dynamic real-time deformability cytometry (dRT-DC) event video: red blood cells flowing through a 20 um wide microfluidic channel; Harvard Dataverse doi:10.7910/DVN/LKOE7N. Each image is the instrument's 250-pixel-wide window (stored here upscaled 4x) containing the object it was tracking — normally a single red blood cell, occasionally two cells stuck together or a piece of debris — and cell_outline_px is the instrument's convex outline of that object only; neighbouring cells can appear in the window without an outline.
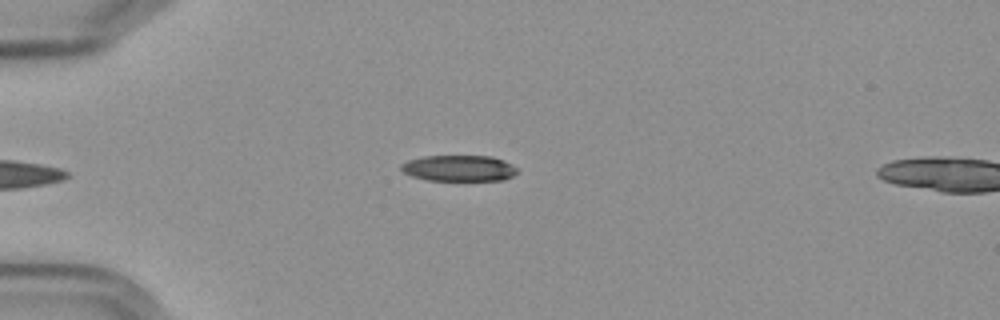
{"species": "Egyptian fruit bat (a non-hibernating species)", "species_latin": "Rousettus aegyptiacus", "temperature_condition": "cold", "stored_images_in_passage": 4, "camera_frame_rate_fps": 3000, "um_per_image_px": 0.085, "frame": {"image": 1, "passage_image": 4, "time_ms": 3.667, "image_size_px": [1000, 320], "cell_outline_px": [[516, 172], [512, 176], [504, 180], [428, 180], [412, 176], [404, 172], [400, 168], [400, 164], [408, 160], [424, 156], [492, 156], [504, 160], [516, 168]], "centroid_in_image_um": [38.99, 14.29], "position_along_channel_um": 46.0, "area_um2": 17.51}}